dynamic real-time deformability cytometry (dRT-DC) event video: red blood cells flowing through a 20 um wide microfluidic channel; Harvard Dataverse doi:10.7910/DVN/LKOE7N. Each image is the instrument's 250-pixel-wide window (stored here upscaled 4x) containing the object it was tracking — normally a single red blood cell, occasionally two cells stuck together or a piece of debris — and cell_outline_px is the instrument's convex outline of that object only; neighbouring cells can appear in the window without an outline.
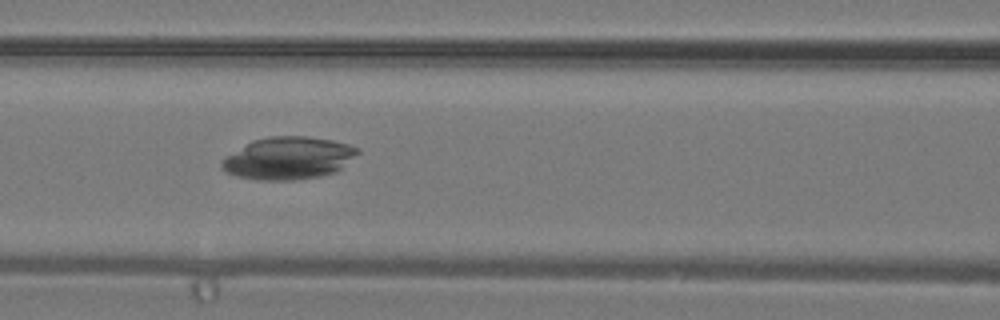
{"species": "common noctule bat (a hibernating species)", "species_latin": "Nyctalus noctula", "temperature_condition": "warm", "stored_images_in_passage": 35, "camera_frame_rate_fps": 3000, "um_per_image_px": 0.085, "animal": {"sex": "male", "body_mass_g": 19.2, "forearm_length_mm": 51.8}, "frame": {"image": 1, "passage_image": 18, "time_ms": 5.667, "image_size_px": [1000, 320], "cell_outline_px": [[360, 152], [336, 172], [320, 176], [292, 180], [256, 180], [236, 176], [224, 172], [220, 164], [220, 160], [252, 140], [268, 136], [308, 136], [332, 140], [348, 144], [360, 148]], "centroid_in_image_um": [24.49, 13.44], "position_along_channel_um": 142.1, "area_um2": 33.76}}
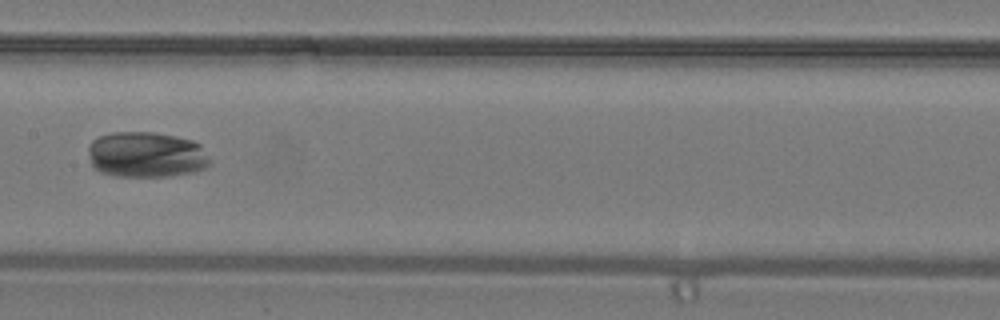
{"frame": {"image": 2, "passage_image": 21, "time_ms": 6.667, "image_size_px": [1000, 320], "cell_outline_px": [[212, 164], [204, 168], [192, 172], [172, 176], [112, 176], [100, 172], [92, 168], [88, 152], [88, 144], [92, 140], [100, 136], [112, 132], [152, 132], [192, 140], [200, 144], [212, 160]], "centroid_in_image_um": [12.42, 13.16], "position_along_channel_um": 195.0, "area_um2": 32.77}}
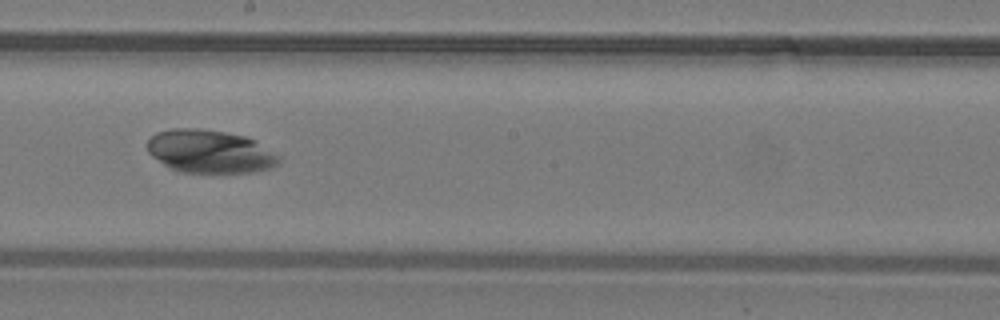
{"frame": {"image": 3, "passage_image": 23, "time_ms": 7.333, "image_size_px": [1000, 320], "cell_outline_px": [[280, 160], [272, 168], [252, 172], [180, 172], [164, 164], [152, 156], [148, 152], [148, 140], [156, 132], [172, 128], [196, 128], [224, 132], [244, 136], [256, 140], [276, 156]], "centroid_in_image_um": [17.8, 12.87], "position_along_channel_um": 230.4, "area_um2": 32.6}}